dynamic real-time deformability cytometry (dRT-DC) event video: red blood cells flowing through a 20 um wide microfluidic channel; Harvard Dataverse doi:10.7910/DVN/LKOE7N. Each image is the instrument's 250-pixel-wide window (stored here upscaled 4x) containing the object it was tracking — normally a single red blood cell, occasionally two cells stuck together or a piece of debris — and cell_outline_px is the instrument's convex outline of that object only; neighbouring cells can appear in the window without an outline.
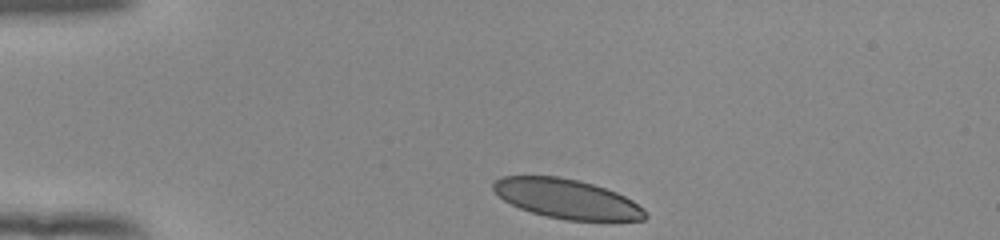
{"species": "human", "species_latin": "Homo sapiens", "temperature_condition": "room temperature", "stored_images_in_passage": 34, "camera_frame_rate_fps": 3000, "um_per_image_px": 0.085, "donor": {"sex": "female"}, "frame": {"image": 1, "passage_image": 1, "time_ms": 0.0, "image_size_px": [1000, 240], "cell_outline_px": [[648, 216], [644, 220], [564, 220], [532, 212], [520, 208], [504, 200], [492, 188], [492, 184], [500, 176], [556, 176], [580, 180], [616, 192], [632, 200], [644, 208]], "centroid_in_image_um": [48.19, 16.89], "position_along_channel_um": 36.8, "area_um2": 34.68}}
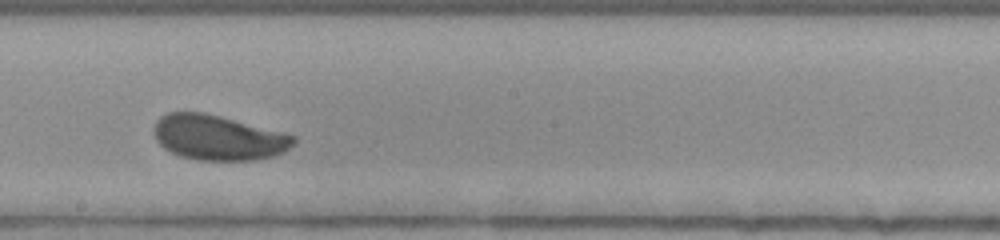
{"frame": {"image": 2, "passage_image": 20, "time_ms": 6.333, "image_size_px": [1000, 240], "cell_outline_px": [[296, 140], [284, 152], [272, 156], [256, 160], [200, 160], [180, 156], [164, 148], [156, 140], [156, 120], [160, 116], [168, 112], [204, 112], [284, 132], [296, 136]], "centroid_in_image_um": [18.57, 11.69], "position_along_channel_um": 229.6, "area_um2": 36.47}}
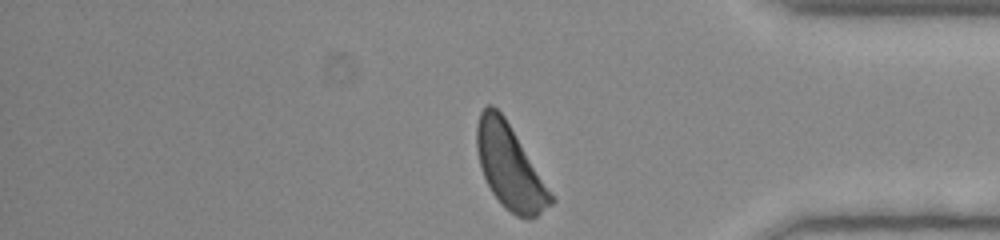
{"frame": {"image": 3, "passage_image": 34, "time_ms": 11.0, "image_size_px": [1000, 240], "cell_outline_px": [[556, 200], [552, 204], [536, 216], [516, 216], [504, 208], [492, 192], [484, 176], [480, 164], [476, 148], [476, 124], [480, 112], [488, 104], [492, 104], [504, 116]], "centroid_in_image_um": [43.3, 14.16], "position_along_channel_um": 391.9, "area_um2": 35.55}, "authors_computed_cell_mechanics": {"area_um2": 37.0498, "velocity_mm_per_s": 3.8406, "shape_relaxation_time_tau1_ms": 4.0124, "shape_relaxation_time_tau2_ms": 0.6667, "deformation_change_tau1": 0.1441, "deformation_change_tau2": 0.0748}}